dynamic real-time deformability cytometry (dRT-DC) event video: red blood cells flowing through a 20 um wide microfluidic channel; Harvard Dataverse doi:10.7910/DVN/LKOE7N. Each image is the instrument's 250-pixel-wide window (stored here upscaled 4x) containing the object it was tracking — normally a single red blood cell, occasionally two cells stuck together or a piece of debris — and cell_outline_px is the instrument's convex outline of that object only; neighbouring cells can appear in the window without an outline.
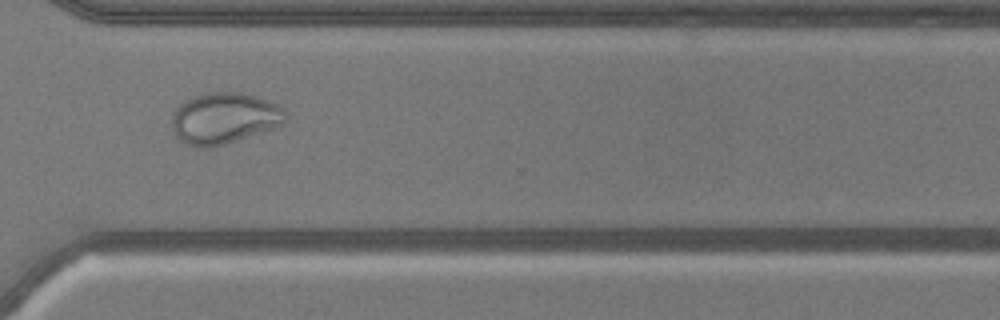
{"species": "common noctule bat (a hibernating species)", "species_latin": "Nyctalus noctula", "temperature_condition": "warm", "stored_images_in_passage": 36, "camera_frame_rate_fps": 3000, "um_per_image_px": 0.085, "animal": {"sex": "male", "body_mass_g": 20.5, "forearm_length_mm": 52.5}, "frame": {"image": 1, "passage_image": 29, "time_ms": 9.333, "image_size_px": [1000, 320], "cell_outline_px": [[288, 120], [284, 124], [224, 144], [208, 148], [200, 148], [188, 144], [180, 140], [176, 136], [172, 128], [172, 116], [176, 108], [184, 100], [200, 92], [240, 92], [256, 96], [268, 100], [284, 108], [288, 116]], "centroid_in_image_um": [19.06, 10.03], "position_along_channel_um": 351.5, "area_um2": 34.16}, "authors_computed_cell_mechanics": {"area_um2": 28.7555, "velocity_mm_per_s": 3.8134, "shape_relaxation_time_tau1_ms": null, "shape_relaxation_time_tau2_ms": 1.3614, "deformation_change_tau1": null, "deformation_change_tau2": 0.0597}}